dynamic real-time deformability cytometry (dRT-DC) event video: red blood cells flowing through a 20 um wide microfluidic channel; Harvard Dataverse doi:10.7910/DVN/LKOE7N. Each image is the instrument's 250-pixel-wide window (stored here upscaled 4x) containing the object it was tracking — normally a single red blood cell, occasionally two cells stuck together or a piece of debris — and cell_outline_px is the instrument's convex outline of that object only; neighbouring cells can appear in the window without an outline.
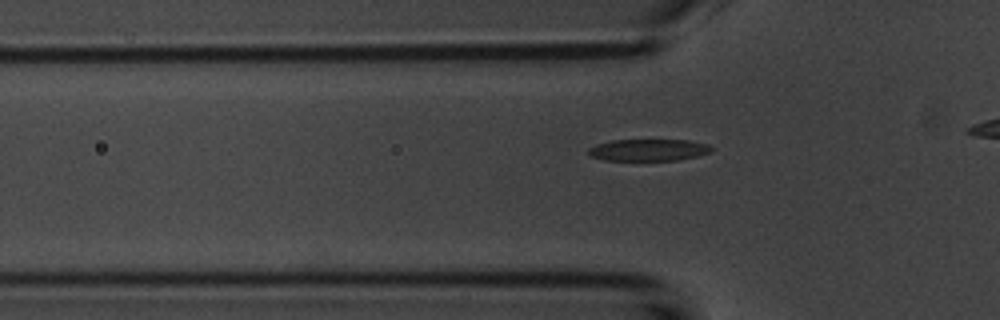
{"species": "common noctule bat (a hibernating species)", "species_latin": "Nyctalus noctula", "temperature_condition": "room temperature", "stored_images_in_passage": 37, "camera_frame_rate_fps": 3000, "um_per_image_px": 0.085, "animal": {"sex": "male", "body_mass_g": 20.1, "forearm_length_mm": 53.5}, "frame": {"image": 1, "passage_image": 10, "time_ms": 3.0, "image_size_px": [1000, 320], "cell_outline_px": [[712, 152], [680, 160], [604, 160], [592, 156], [588, 152], [588, 148], [596, 144], [612, 140], [688, 140], [708, 144], [712, 148]], "centroid_in_image_um": [55.13, 12.74], "position_along_channel_um": 70.7, "area_um2": 15.61}}
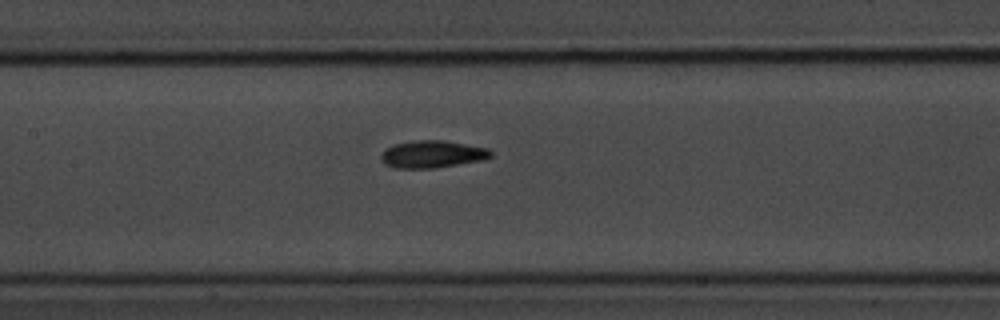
{"frame": {"image": 2, "passage_image": 18, "time_ms": 5.667, "image_size_px": [1000, 320], "cell_outline_px": [[492, 156], [484, 160], [432, 168], [396, 168], [384, 164], [380, 156], [384, 148], [392, 144], [416, 140], [444, 140], [488, 148], [492, 152]], "centroid_in_image_um": [36.72, 13.1], "position_along_channel_um": 170.7, "area_um2": 17.57}}
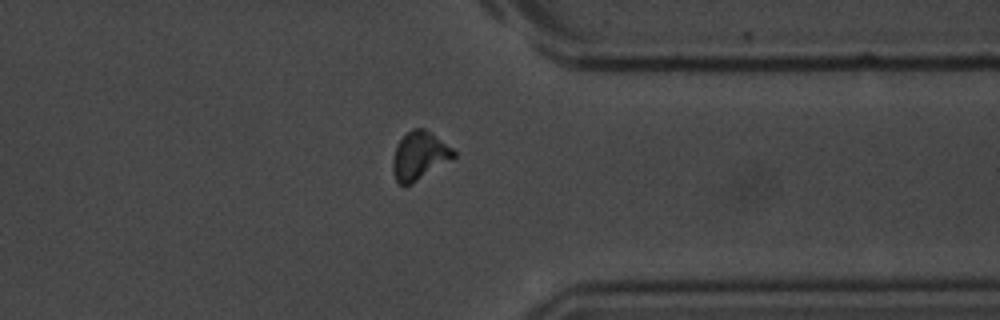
{"frame": {"image": 3, "passage_image": 35, "time_ms": 11.333, "image_size_px": [1000, 320], "cell_outline_px": [[456, 156], [412, 184], [400, 184], [396, 180], [392, 172], [392, 156], [400, 140], [412, 128], [424, 128], [452, 148], [456, 152]], "centroid_in_image_um": [35.63, 13.24], "position_along_channel_um": 375.8, "area_um2": 16.82}}